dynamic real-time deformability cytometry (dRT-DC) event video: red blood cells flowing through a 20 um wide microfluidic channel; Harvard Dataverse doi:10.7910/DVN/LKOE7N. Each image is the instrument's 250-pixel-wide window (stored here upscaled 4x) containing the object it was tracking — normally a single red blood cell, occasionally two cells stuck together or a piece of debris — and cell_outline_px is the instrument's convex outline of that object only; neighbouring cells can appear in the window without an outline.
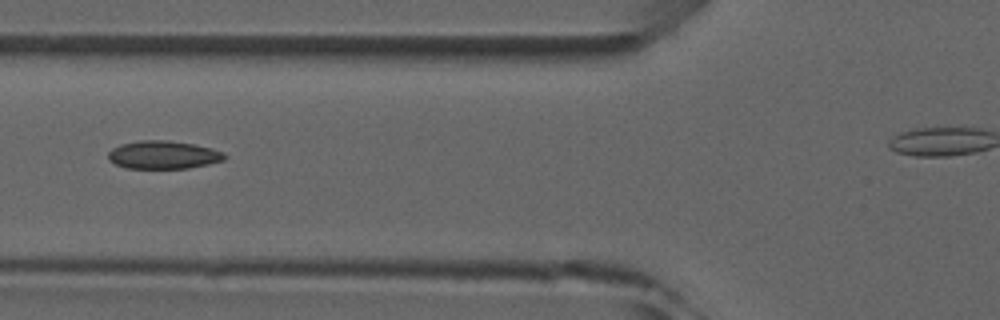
{"species": "common noctule bat (a hibernating species)", "species_latin": "Nyctalus noctula", "temperature_condition": "room temperature", "stored_images_in_passage": 2, "camera_frame_rate_fps": 3000, "um_per_image_px": 0.085, "animal": {"sex": "male", "forearm_length_mm": 52.5}, "frame": {"image": 1, "passage_image": 2, "time_ms": 1.0, "image_size_px": [1000, 320], "cell_outline_px": [[228, 156], [224, 160], [208, 164], [188, 168], [124, 168], [108, 160], [108, 152], [112, 148], [120, 144], [140, 140], [168, 140], [192, 144], [212, 148], [224, 152]], "centroid_in_image_um": [13.87, 13.16], "position_along_channel_um": 111.9, "area_um2": 19.13}}